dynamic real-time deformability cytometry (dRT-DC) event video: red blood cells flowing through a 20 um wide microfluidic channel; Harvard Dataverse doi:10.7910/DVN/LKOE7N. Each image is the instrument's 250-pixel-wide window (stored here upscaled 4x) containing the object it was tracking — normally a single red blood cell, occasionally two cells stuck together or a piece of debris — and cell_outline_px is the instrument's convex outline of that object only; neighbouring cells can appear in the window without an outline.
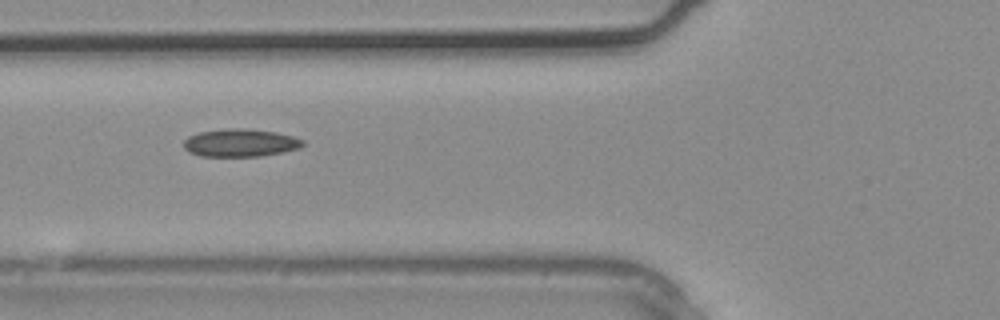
{"species": "common noctule bat (a hibernating species)", "species_latin": "Nyctalus noctula", "temperature_condition": "warm", "stored_images_in_passage": 3, "camera_frame_rate_fps": 3000, "um_per_image_px": 0.085, "animal": {"sex": "male", "body_mass_g": 20.4}, "frame": {"image": 1, "passage_image": 3, "time_ms": 0.667, "image_size_px": [1000, 320], "cell_outline_px": [[304, 144], [300, 148], [284, 152], [260, 156], [200, 156], [188, 152], [184, 148], [184, 140], [188, 136], [196, 132], [228, 128], [244, 128], [276, 132], [292, 136], [304, 140]], "centroid_in_image_um": [20.41, 12.13], "position_along_channel_um": 105.4, "area_um2": 19.48}}